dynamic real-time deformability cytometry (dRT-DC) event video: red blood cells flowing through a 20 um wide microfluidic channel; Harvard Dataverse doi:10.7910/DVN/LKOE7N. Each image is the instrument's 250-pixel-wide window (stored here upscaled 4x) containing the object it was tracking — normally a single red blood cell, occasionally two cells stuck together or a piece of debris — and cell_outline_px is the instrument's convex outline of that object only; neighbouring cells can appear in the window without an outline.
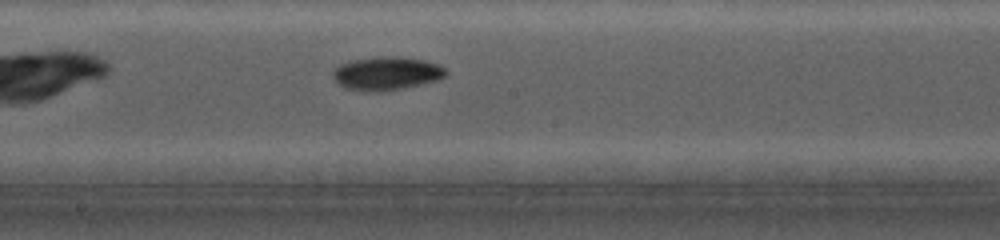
{"species": "common noctule bat (a hibernating species)", "species_latin": "Nyctalus noctula", "temperature_condition": "cold", "stored_images_in_passage": 36, "camera_frame_rate_fps": 5000, "um_per_image_px": 0.085, "animal": {"sex": "female", "body_mass_g": 19.0, "forearm_length_mm": 56.7}, "frame": {"image": 1, "passage_image": 16, "time_ms": 4.2, "image_size_px": [1000, 240], "cell_outline_px": [[448, 76], [436, 80], [404, 88], [372, 92], [364, 92], [344, 88], [332, 76], [332, 72], [340, 64], [348, 60], [384, 56], [392, 56], [424, 60], [440, 64], [448, 68]], "centroid_in_image_um": [32.88, 6.24], "position_along_channel_um": 215.3, "area_um2": 22.2}}
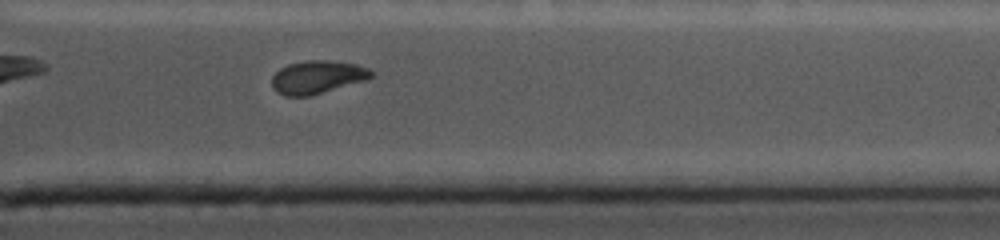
{"frame": {"image": 2, "passage_image": 31, "time_ms": 8.6, "image_size_px": [1000, 240], "cell_outline_px": [[372, 76], [368, 80], [308, 96], [284, 96], [272, 88], [272, 76], [280, 68], [288, 64], [308, 60], [328, 60], [356, 64], [368, 68], [372, 72]], "centroid_in_image_um": [26.97, 6.55], "position_along_channel_um": 384.4, "area_um2": 19.13}}